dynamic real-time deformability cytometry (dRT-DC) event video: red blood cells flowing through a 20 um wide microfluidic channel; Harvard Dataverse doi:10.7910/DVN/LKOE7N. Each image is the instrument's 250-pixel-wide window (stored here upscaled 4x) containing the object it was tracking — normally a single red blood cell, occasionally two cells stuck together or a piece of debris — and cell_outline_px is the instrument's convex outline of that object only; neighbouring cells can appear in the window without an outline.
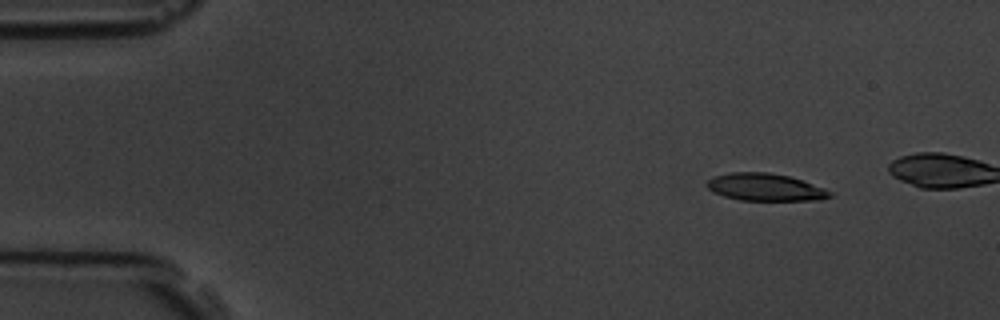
{"species": "common noctule bat (a hibernating species)", "species_latin": "Nyctalus noctula", "temperature_condition": "room temperature", "stored_images_in_passage": 5, "camera_frame_rate_fps": 3000, "um_per_image_px": 0.085, "animal": {"sex": "male", "body_mass_g": 19.5, "forearm_length_mm": 54.6}, "frame": {"image": 1, "passage_image": 2, "time_ms": 1.0, "image_size_px": [1000, 320], "cell_outline_px": [[832, 196], [820, 200], [740, 200], [724, 196], [712, 192], [704, 184], [708, 180], [716, 176], [728, 172], [768, 172], [788, 176], [824, 188], [832, 192]], "centroid_in_image_um": [65.01, 15.91], "position_along_channel_um": 20.0, "area_um2": 19.54}}